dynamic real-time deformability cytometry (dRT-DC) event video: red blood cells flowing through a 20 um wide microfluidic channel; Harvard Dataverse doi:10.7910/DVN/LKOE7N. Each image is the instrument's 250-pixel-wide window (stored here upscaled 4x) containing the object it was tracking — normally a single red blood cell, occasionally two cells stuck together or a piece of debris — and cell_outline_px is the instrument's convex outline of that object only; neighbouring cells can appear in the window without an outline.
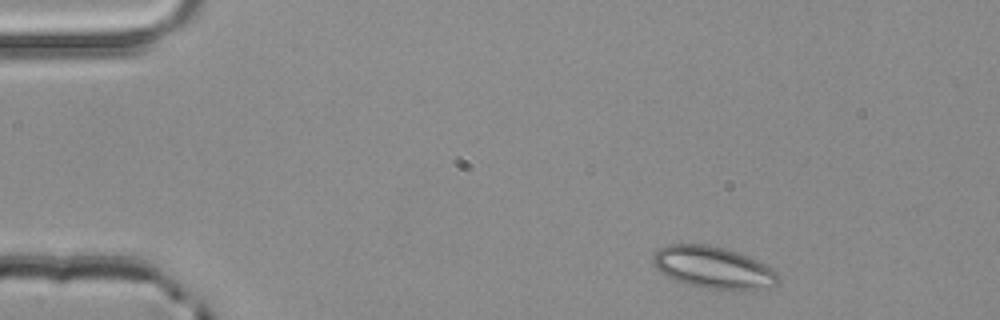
{"species": "common noctule bat (a hibernating species)", "species_latin": "Nyctalus noctula", "temperature_condition": "room temperature", "stored_images_in_passage": 3, "camera_frame_rate_fps": 3000, "um_per_image_px": 0.085, "animal": {"sex": "male", "body_mass_g": 20.4}, "frame": {"image": 1, "passage_image": 1, "time_ms": 0.0, "image_size_px": [1000, 320], "cell_outline_px": [[780, 280], [772, 288], [736, 292], [704, 288], [688, 284], [676, 280], [660, 272], [656, 268], [652, 260], [652, 256], [660, 248], [668, 244], [708, 244], [724, 248], [748, 256], [764, 264], [776, 272], [780, 276]], "centroid_in_image_um": [60.67, 22.78], "position_along_channel_um": 24.3, "area_um2": 31.1}}